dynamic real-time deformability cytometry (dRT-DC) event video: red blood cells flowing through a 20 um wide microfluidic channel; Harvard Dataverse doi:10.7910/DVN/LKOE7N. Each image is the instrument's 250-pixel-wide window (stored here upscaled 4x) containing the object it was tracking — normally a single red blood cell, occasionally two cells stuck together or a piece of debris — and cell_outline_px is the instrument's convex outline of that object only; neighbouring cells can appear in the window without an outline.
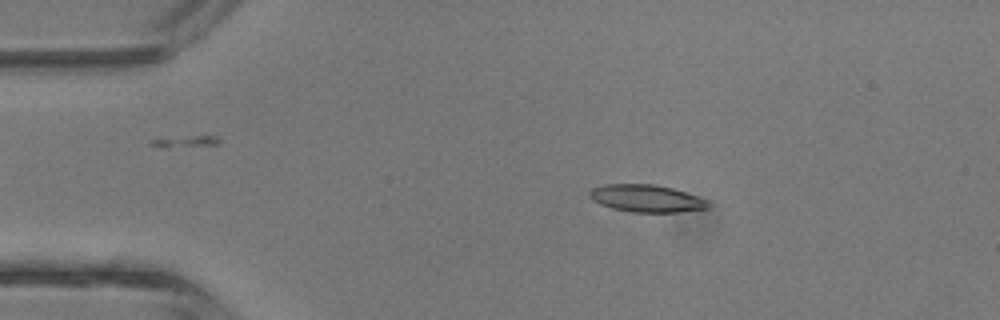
{"species": "common noctule bat (a hibernating species)", "species_latin": "Nyctalus noctula", "temperature_condition": "room temperature", "stored_images_in_passage": 33, "camera_frame_rate_fps": 3000, "um_per_image_px": 0.085, "animal": {"sex": "male", "body_mass_g": 13.3}, "frame": {"image": 1, "passage_image": 1, "time_ms": 0.0, "image_size_px": [1000, 320], "cell_outline_px": [[712, 204], [708, 208], [680, 212], [632, 212], [612, 208], [600, 204], [592, 200], [588, 196], [588, 192], [592, 188], [604, 184], [652, 184], [672, 188], [708, 200]], "centroid_in_image_um": [54.93, 16.87], "position_along_channel_um": 30.1, "area_um2": 18.96}}
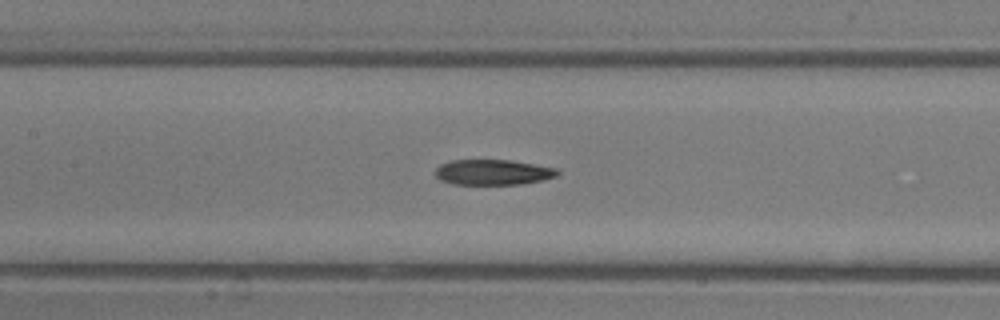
{"frame": {"image": 2, "passage_image": 13, "time_ms": 4.0, "image_size_px": [1000, 320], "cell_outline_px": [[560, 172], [556, 176], [544, 180], [520, 184], [452, 184], [440, 180], [436, 176], [436, 168], [440, 164], [452, 160], [508, 160], [556, 168]], "centroid_in_image_um": [41.89, 14.64], "position_along_channel_um": 165.5, "area_um2": 17.98}}
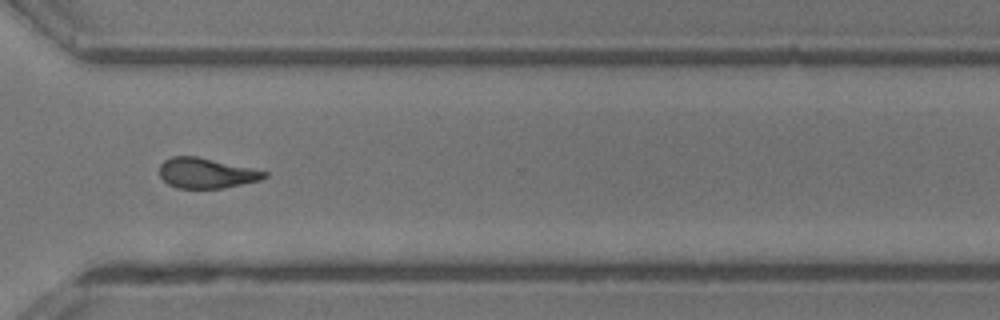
{"frame": {"image": 3, "passage_image": 25, "time_ms": 8.0, "image_size_px": [1000, 320], "cell_outline_px": [[268, 176], [260, 180], [220, 188], [176, 188], [168, 184], [160, 176], [160, 164], [164, 160], [172, 156], [196, 156], [252, 168], [268, 172]], "centroid_in_image_um": [17.51, 14.71], "position_along_channel_um": 353.1, "area_um2": 18.32}, "authors_computed_cell_mechanics": {"area_um2": 18.7272, "velocity_mm_per_s": 4.707, "shape_relaxation_time_tau1_ms": 9.0763, "shape_relaxation_time_tau2_ms": 9.7853, "deformation_change_tau1": 0.2624, "deformation_change_tau2": 0.2675}}